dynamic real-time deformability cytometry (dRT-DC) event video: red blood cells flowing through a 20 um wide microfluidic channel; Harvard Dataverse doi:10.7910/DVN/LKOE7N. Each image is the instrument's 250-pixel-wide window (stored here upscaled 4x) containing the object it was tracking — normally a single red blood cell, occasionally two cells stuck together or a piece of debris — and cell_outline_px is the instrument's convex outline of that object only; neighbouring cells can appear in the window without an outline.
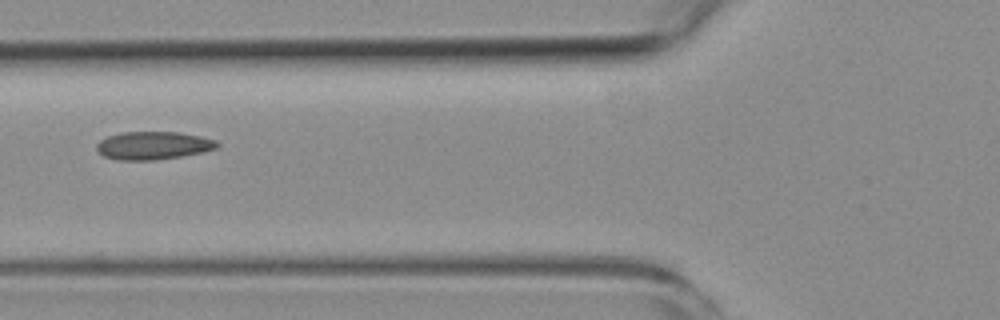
{"species": "common noctule bat (a hibernating species)", "species_latin": "Nyctalus noctula", "temperature_condition": "room temperature", "stored_images_in_passage": 14, "camera_frame_rate_fps": 3000, "um_per_image_px": 0.085, "animal": {"sex": "female", "body_mass_g": 19.3, "forearm_length_mm": 54.1}, "frame": {"image": 1, "passage_image": 5, "time_ms": 6.333, "image_size_px": [1000, 320], "cell_outline_px": [[220, 144], [216, 148], [200, 152], [180, 156], [152, 160], [120, 160], [104, 156], [96, 148], [96, 144], [100, 140], [108, 136], [120, 132], [180, 132], [200, 136], [216, 140]], "centroid_in_image_um": [13.01, 12.35], "position_along_channel_um": 112.8, "area_um2": 19.48}}
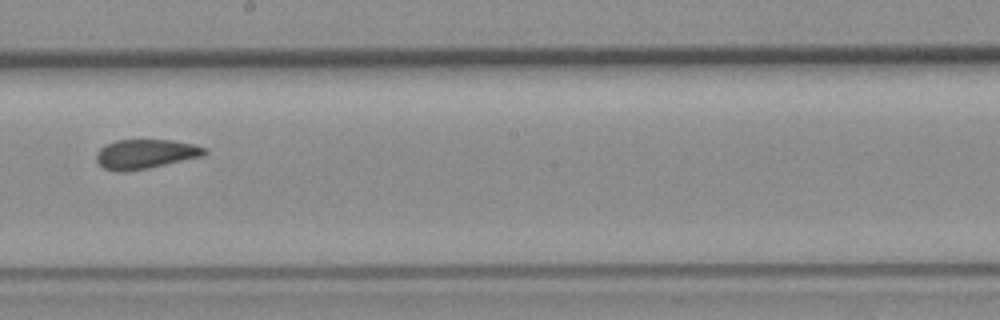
{"frame": {"image": 2, "passage_image": 8, "time_ms": 9.667, "image_size_px": [1000, 320], "cell_outline_px": [[208, 152], [204, 156], [148, 168], [124, 172], [116, 172], [104, 168], [96, 160], [96, 152], [104, 144], [116, 140], [172, 140], [192, 144], [208, 148]], "centroid_in_image_um": [12.36, 13.09], "position_along_channel_um": 235.8, "area_um2": 18.73}}
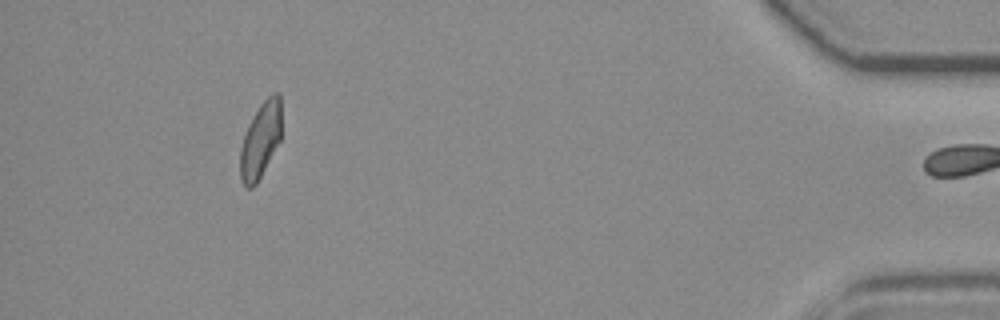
{"frame": {"image": 3, "passage_image": 13, "time_ms": 16.333, "image_size_px": [1000, 320], "cell_outline_px": [[280, 140], [256, 184], [252, 188], [248, 188], [244, 184], [240, 176], [240, 148], [248, 124], [260, 104], [272, 92], [280, 92]], "centroid_in_image_um": [22.13, 11.89], "position_along_channel_um": 413.1, "area_um2": 17.92}, "authors_computed_cell_mechanics": {"area_um2": 18.8428, "velocity_mm_per_s": 3.6994, "shape_relaxation_time_tau1_ms": null, "shape_relaxation_time_tau2_ms": 0.9065, "deformation_change_tau1": null, "deformation_change_tau2": 0.0438}}